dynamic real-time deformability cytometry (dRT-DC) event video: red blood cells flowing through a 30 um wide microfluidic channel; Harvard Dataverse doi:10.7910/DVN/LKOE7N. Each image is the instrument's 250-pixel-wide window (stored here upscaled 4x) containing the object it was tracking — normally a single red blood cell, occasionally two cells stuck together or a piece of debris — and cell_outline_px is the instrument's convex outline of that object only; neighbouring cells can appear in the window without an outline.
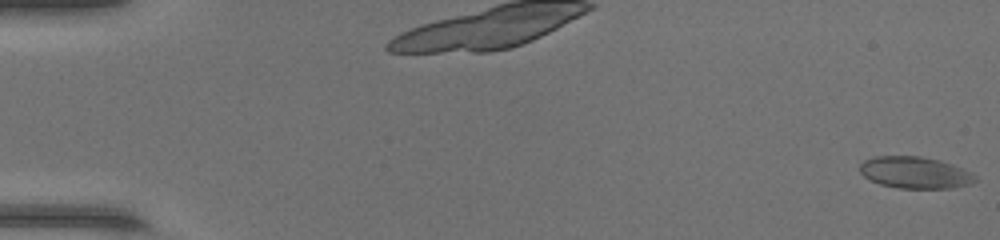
{"species": "common noctule bat (a hibernating species)", "species_latin": "Nyctalus noctula", "temperature_condition": "warm", "stored_images_in_passage": 49, "camera_frame_rate_fps": 3000, "um_per_image_px": 0.085, "animal": {"sex": "female", "body_mass_g": 17.0, "forearm_length_mm": 48.0}, "frame": {"image": 1, "passage_image": 1, "time_ms": 0.0, "image_size_px": [1000, 240], "cell_outline_px": [[976, 180], [972, 184], [952, 188], [900, 188], [880, 184], [864, 176], [860, 172], [860, 164], [864, 160], [876, 156], [920, 156], [940, 160], [964, 168], [972, 172], [976, 176]], "centroid_in_image_um": [77.82, 14.66], "position_along_channel_um": 7.2, "area_um2": 21.39}}
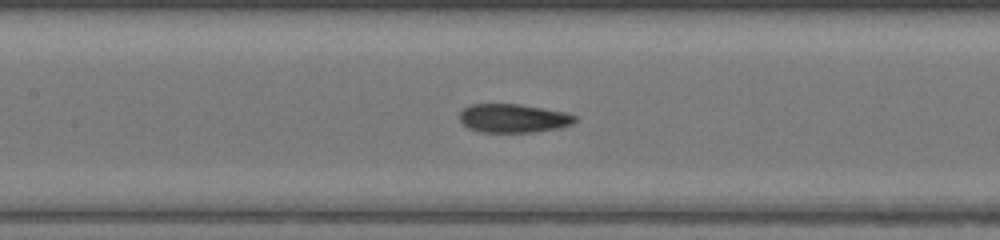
{"frame": {"image": 2, "passage_image": 24, "time_ms": 7.667, "image_size_px": [1000, 240], "cell_outline_px": [[576, 120], [572, 124], [560, 128], [532, 132], [480, 132], [468, 128], [460, 120], [460, 112], [464, 108], [472, 104], [520, 104], [564, 112], [576, 116]], "centroid_in_image_um": [43.63, 10.05], "position_along_channel_um": 163.8, "area_um2": 19.19}}
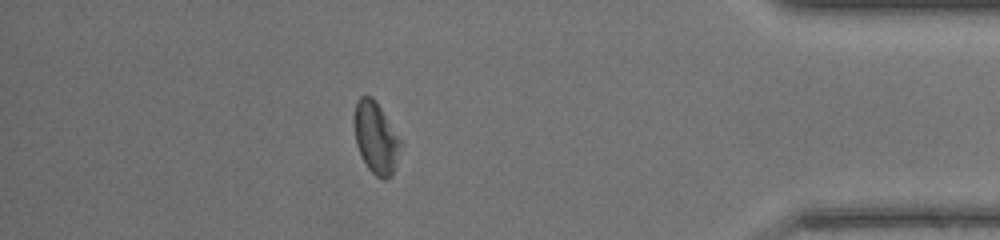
{"frame": {"image": 3, "passage_image": 43, "time_ms": 14.0, "image_size_px": [1000, 240], "cell_outline_px": [[404, 144], [396, 168], [392, 176], [388, 180], [384, 180], [376, 176], [368, 168], [356, 144], [352, 120], [352, 116], [356, 100], [360, 96], [372, 96], [376, 100]], "centroid_in_image_um": [31.97, 11.71], "position_along_channel_um": 403.2, "area_um2": 20.11}, "authors_computed_cell_mechanics": {"area_um2": 20.1144, "velocity_mm_per_s": 4.3844, "shape_relaxation_time_tau1_ms": null, "shape_relaxation_time_tau2_ms": 1.7497, "deformation_change_tau1": null, "deformation_change_tau2": 0.0695}}